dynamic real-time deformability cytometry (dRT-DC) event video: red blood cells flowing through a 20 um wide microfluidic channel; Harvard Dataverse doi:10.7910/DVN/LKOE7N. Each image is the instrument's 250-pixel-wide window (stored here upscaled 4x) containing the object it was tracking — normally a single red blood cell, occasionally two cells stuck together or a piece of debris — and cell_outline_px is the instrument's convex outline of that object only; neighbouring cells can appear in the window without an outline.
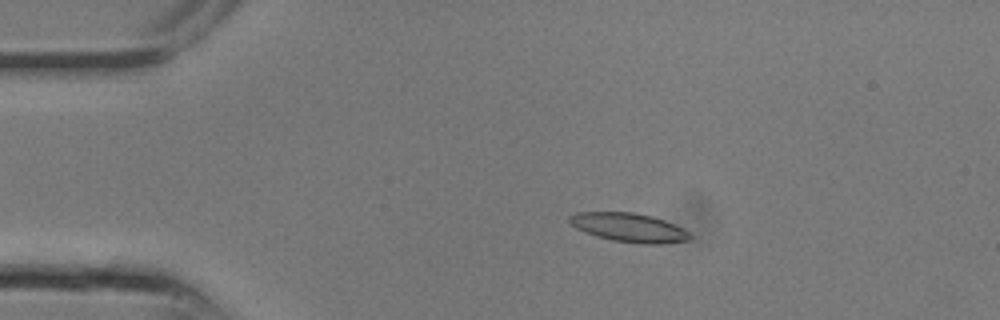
{"species": "common noctule bat (a hibernating species)", "species_latin": "Nyctalus noctula", "temperature_condition": "room temperature", "stored_images_in_passage": 16, "camera_frame_rate_fps": 3000, "um_per_image_px": 0.085, "animal": {"sex": "male", "body_mass_g": 13.3}, "frame": {"image": 1, "passage_image": 4, "time_ms": 1.0, "image_size_px": [1000, 320], "cell_outline_px": [[692, 236], [688, 240], [664, 244], [640, 244], [612, 240], [596, 236], [584, 232], [576, 228], [568, 220], [568, 216], [576, 212], [632, 212], [652, 216], [664, 220], [688, 232]], "centroid_in_image_um": [53.43, 19.34], "position_along_channel_um": 31.6, "area_um2": 20.23}}
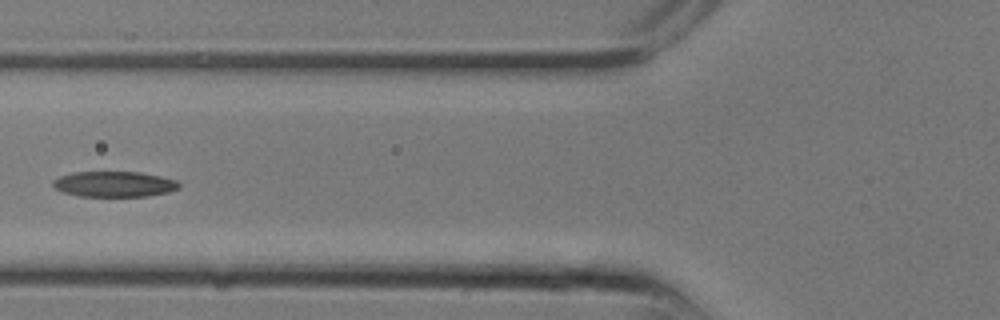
{"frame": {"image": 2, "passage_image": 9, "time_ms": 2.667, "image_size_px": [1000, 320], "cell_outline_px": [[180, 188], [168, 192], [148, 196], [80, 196], [64, 192], [56, 188], [52, 184], [52, 180], [60, 176], [72, 172], [140, 172], [160, 176], [176, 180], [180, 184]], "centroid_in_image_um": [9.72, 15.64], "position_along_channel_um": 116.1, "area_um2": 18.73}}
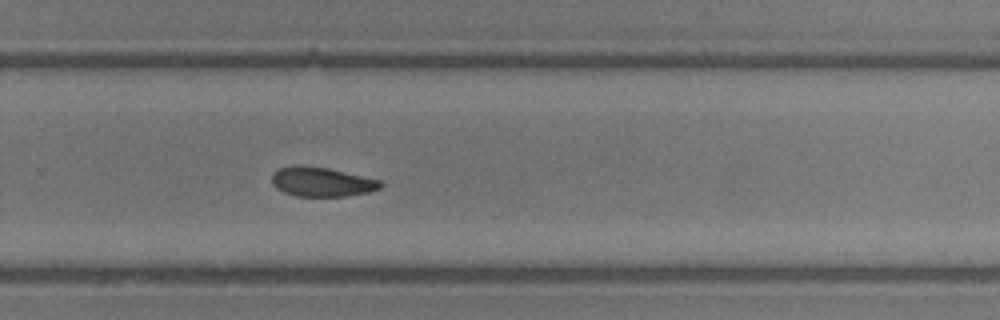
{"frame": {"image": 3, "passage_image": 16, "time_ms": 5.0, "image_size_px": [1000, 320], "cell_outline_px": [[384, 184], [380, 188], [368, 192], [348, 196], [296, 196], [284, 192], [276, 188], [272, 184], [272, 176], [280, 168], [296, 164], [300, 164], [328, 168], [380, 180]], "centroid_in_image_um": [27.34, 15.45], "position_along_channel_um": 302.5, "area_um2": 18.61}}